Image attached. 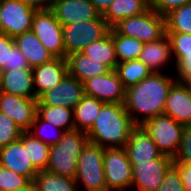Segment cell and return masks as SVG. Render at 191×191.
Wrapping results in <instances>:
<instances>
[{
  "label": "cell",
  "instance_id": "19",
  "mask_svg": "<svg viewBox=\"0 0 191 191\" xmlns=\"http://www.w3.org/2000/svg\"><path fill=\"white\" fill-rule=\"evenodd\" d=\"M0 165L11 171L27 176L31 181L38 173L27 153V147L18 140L0 149Z\"/></svg>",
  "mask_w": 191,
  "mask_h": 191
},
{
  "label": "cell",
  "instance_id": "11",
  "mask_svg": "<svg viewBox=\"0 0 191 191\" xmlns=\"http://www.w3.org/2000/svg\"><path fill=\"white\" fill-rule=\"evenodd\" d=\"M133 183L131 191H157L173 159L161 154L150 162H131Z\"/></svg>",
  "mask_w": 191,
  "mask_h": 191
},
{
  "label": "cell",
  "instance_id": "43",
  "mask_svg": "<svg viewBox=\"0 0 191 191\" xmlns=\"http://www.w3.org/2000/svg\"><path fill=\"white\" fill-rule=\"evenodd\" d=\"M114 0H90L96 10L103 15Z\"/></svg>",
  "mask_w": 191,
  "mask_h": 191
},
{
  "label": "cell",
  "instance_id": "9",
  "mask_svg": "<svg viewBox=\"0 0 191 191\" xmlns=\"http://www.w3.org/2000/svg\"><path fill=\"white\" fill-rule=\"evenodd\" d=\"M31 30L55 58L67 57L63 43V26L50 8L36 10Z\"/></svg>",
  "mask_w": 191,
  "mask_h": 191
},
{
  "label": "cell",
  "instance_id": "36",
  "mask_svg": "<svg viewBox=\"0 0 191 191\" xmlns=\"http://www.w3.org/2000/svg\"><path fill=\"white\" fill-rule=\"evenodd\" d=\"M22 132L9 116L0 112V149L18 141Z\"/></svg>",
  "mask_w": 191,
  "mask_h": 191
},
{
  "label": "cell",
  "instance_id": "14",
  "mask_svg": "<svg viewBox=\"0 0 191 191\" xmlns=\"http://www.w3.org/2000/svg\"><path fill=\"white\" fill-rule=\"evenodd\" d=\"M37 99L0 92V112L9 116L15 124L26 132L37 115Z\"/></svg>",
  "mask_w": 191,
  "mask_h": 191
},
{
  "label": "cell",
  "instance_id": "30",
  "mask_svg": "<svg viewBox=\"0 0 191 191\" xmlns=\"http://www.w3.org/2000/svg\"><path fill=\"white\" fill-rule=\"evenodd\" d=\"M117 63L138 59L144 43L136 38L118 34L111 28Z\"/></svg>",
  "mask_w": 191,
  "mask_h": 191
},
{
  "label": "cell",
  "instance_id": "13",
  "mask_svg": "<svg viewBox=\"0 0 191 191\" xmlns=\"http://www.w3.org/2000/svg\"><path fill=\"white\" fill-rule=\"evenodd\" d=\"M84 96L83 83L67 73L55 87L45 91L37 105L60 106L74 109Z\"/></svg>",
  "mask_w": 191,
  "mask_h": 191
},
{
  "label": "cell",
  "instance_id": "38",
  "mask_svg": "<svg viewBox=\"0 0 191 191\" xmlns=\"http://www.w3.org/2000/svg\"><path fill=\"white\" fill-rule=\"evenodd\" d=\"M157 191H185L178 171L172 166Z\"/></svg>",
  "mask_w": 191,
  "mask_h": 191
},
{
  "label": "cell",
  "instance_id": "3",
  "mask_svg": "<svg viewBox=\"0 0 191 191\" xmlns=\"http://www.w3.org/2000/svg\"><path fill=\"white\" fill-rule=\"evenodd\" d=\"M87 142L86 131L74 129L64 132L61 140L57 144L50 146L46 170L74 179L78 158Z\"/></svg>",
  "mask_w": 191,
  "mask_h": 191
},
{
  "label": "cell",
  "instance_id": "37",
  "mask_svg": "<svg viewBox=\"0 0 191 191\" xmlns=\"http://www.w3.org/2000/svg\"><path fill=\"white\" fill-rule=\"evenodd\" d=\"M173 162L191 164V125L185 126L183 130L181 144Z\"/></svg>",
  "mask_w": 191,
  "mask_h": 191
},
{
  "label": "cell",
  "instance_id": "8",
  "mask_svg": "<svg viewBox=\"0 0 191 191\" xmlns=\"http://www.w3.org/2000/svg\"><path fill=\"white\" fill-rule=\"evenodd\" d=\"M103 165L109 191L131 190L133 183L132 164L125 147L105 148Z\"/></svg>",
  "mask_w": 191,
  "mask_h": 191
},
{
  "label": "cell",
  "instance_id": "27",
  "mask_svg": "<svg viewBox=\"0 0 191 191\" xmlns=\"http://www.w3.org/2000/svg\"><path fill=\"white\" fill-rule=\"evenodd\" d=\"M104 102L84 95L73 109L75 129L87 131L96 120Z\"/></svg>",
  "mask_w": 191,
  "mask_h": 191
},
{
  "label": "cell",
  "instance_id": "17",
  "mask_svg": "<svg viewBox=\"0 0 191 191\" xmlns=\"http://www.w3.org/2000/svg\"><path fill=\"white\" fill-rule=\"evenodd\" d=\"M163 114L184 126L191 125V84L177 81L172 84Z\"/></svg>",
  "mask_w": 191,
  "mask_h": 191
},
{
  "label": "cell",
  "instance_id": "39",
  "mask_svg": "<svg viewBox=\"0 0 191 191\" xmlns=\"http://www.w3.org/2000/svg\"><path fill=\"white\" fill-rule=\"evenodd\" d=\"M190 2L191 0H150V7L165 17L174 9Z\"/></svg>",
  "mask_w": 191,
  "mask_h": 191
},
{
  "label": "cell",
  "instance_id": "44",
  "mask_svg": "<svg viewBox=\"0 0 191 191\" xmlns=\"http://www.w3.org/2000/svg\"><path fill=\"white\" fill-rule=\"evenodd\" d=\"M29 4L37 9H49L52 6L53 0H26Z\"/></svg>",
  "mask_w": 191,
  "mask_h": 191
},
{
  "label": "cell",
  "instance_id": "28",
  "mask_svg": "<svg viewBox=\"0 0 191 191\" xmlns=\"http://www.w3.org/2000/svg\"><path fill=\"white\" fill-rule=\"evenodd\" d=\"M37 116L64 132L75 129L73 109L60 106L37 105Z\"/></svg>",
  "mask_w": 191,
  "mask_h": 191
},
{
  "label": "cell",
  "instance_id": "23",
  "mask_svg": "<svg viewBox=\"0 0 191 191\" xmlns=\"http://www.w3.org/2000/svg\"><path fill=\"white\" fill-rule=\"evenodd\" d=\"M13 39L16 47L25 56L30 68L42 65L55 58L32 30L17 35Z\"/></svg>",
  "mask_w": 191,
  "mask_h": 191
},
{
  "label": "cell",
  "instance_id": "41",
  "mask_svg": "<svg viewBox=\"0 0 191 191\" xmlns=\"http://www.w3.org/2000/svg\"><path fill=\"white\" fill-rule=\"evenodd\" d=\"M16 69H32V68L29 67L25 56L15 45L10 50L9 67L5 71H11Z\"/></svg>",
  "mask_w": 191,
  "mask_h": 191
},
{
  "label": "cell",
  "instance_id": "40",
  "mask_svg": "<svg viewBox=\"0 0 191 191\" xmlns=\"http://www.w3.org/2000/svg\"><path fill=\"white\" fill-rule=\"evenodd\" d=\"M15 46L13 37L0 33V71L9 67L10 50Z\"/></svg>",
  "mask_w": 191,
  "mask_h": 191
},
{
  "label": "cell",
  "instance_id": "25",
  "mask_svg": "<svg viewBox=\"0 0 191 191\" xmlns=\"http://www.w3.org/2000/svg\"><path fill=\"white\" fill-rule=\"evenodd\" d=\"M150 8V0H114L102 15L112 28L120 20L142 14Z\"/></svg>",
  "mask_w": 191,
  "mask_h": 191
},
{
  "label": "cell",
  "instance_id": "32",
  "mask_svg": "<svg viewBox=\"0 0 191 191\" xmlns=\"http://www.w3.org/2000/svg\"><path fill=\"white\" fill-rule=\"evenodd\" d=\"M19 140L27 147V153L32 164L39 170H46L48 166L50 146L34 138L27 131L22 132Z\"/></svg>",
  "mask_w": 191,
  "mask_h": 191
},
{
  "label": "cell",
  "instance_id": "2",
  "mask_svg": "<svg viewBox=\"0 0 191 191\" xmlns=\"http://www.w3.org/2000/svg\"><path fill=\"white\" fill-rule=\"evenodd\" d=\"M135 127L124 104L104 103L86 133L90 143L103 148H120L126 146Z\"/></svg>",
  "mask_w": 191,
  "mask_h": 191
},
{
  "label": "cell",
  "instance_id": "29",
  "mask_svg": "<svg viewBox=\"0 0 191 191\" xmlns=\"http://www.w3.org/2000/svg\"><path fill=\"white\" fill-rule=\"evenodd\" d=\"M32 181L38 191H79L74 179L47 170L38 171Z\"/></svg>",
  "mask_w": 191,
  "mask_h": 191
},
{
  "label": "cell",
  "instance_id": "6",
  "mask_svg": "<svg viewBox=\"0 0 191 191\" xmlns=\"http://www.w3.org/2000/svg\"><path fill=\"white\" fill-rule=\"evenodd\" d=\"M140 126L154 141L161 154L174 159L181 144L184 125L170 116L161 114L145 121Z\"/></svg>",
  "mask_w": 191,
  "mask_h": 191
},
{
  "label": "cell",
  "instance_id": "34",
  "mask_svg": "<svg viewBox=\"0 0 191 191\" xmlns=\"http://www.w3.org/2000/svg\"><path fill=\"white\" fill-rule=\"evenodd\" d=\"M27 132L49 146L57 144L64 134L62 129L41 120L37 115Z\"/></svg>",
  "mask_w": 191,
  "mask_h": 191
},
{
  "label": "cell",
  "instance_id": "33",
  "mask_svg": "<svg viewBox=\"0 0 191 191\" xmlns=\"http://www.w3.org/2000/svg\"><path fill=\"white\" fill-rule=\"evenodd\" d=\"M166 32L191 34V2L165 16Z\"/></svg>",
  "mask_w": 191,
  "mask_h": 191
},
{
  "label": "cell",
  "instance_id": "45",
  "mask_svg": "<svg viewBox=\"0 0 191 191\" xmlns=\"http://www.w3.org/2000/svg\"><path fill=\"white\" fill-rule=\"evenodd\" d=\"M18 191H38L36 185L34 184L33 181H31L27 186H25L24 188H21Z\"/></svg>",
  "mask_w": 191,
  "mask_h": 191
},
{
  "label": "cell",
  "instance_id": "18",
  "mask_svg": "<svg viewBox=\"0 0 191 191\" xmlns=\"http://www.w3.org/2000/svg\"><path fill=\"white\" fill-rule=\"evenodd\" d=\"M68 73L66 58L51 61L32 68L33 84L37 99L47 90L60 83Z\"/></svg>",
  "mask_w": 191,
  "mask_h": 191
},
{
  "label": "cell",
  "instance_id": "35",
  "mask_svg": "<svg viewBox=\"0 0 191 191\" xmlns=\"http://www.w3.org/2000/svg\"><path fill=\"white\" fill-rule=\"evenodd\" d=\"M31 180L0 165V191H18L27 186Z\"/></svg>",
  "mask_w": 191,
  "mask_h": 191
},
{
  "label": "cell",
  "instance_id": "21",
  "mask_svg": "<svg viewBox=\"0 0 191 191\" xmlns=\"http://www.w3.org/2000/svg\"><path fill=\"white\" fill-rule=\"evenodd\" d=\"M0 92L37 99L32 69L0 71Z\"/></svg>",
  "mask_w": 191,
  "mask_h": 191
},
{
  "label": "cell",
  "instance_id": "12",
  "mask_svg": "<svg viewBox=\"0 0 191 191\" xmlns=\"http://www.w3.org/2000/svg\"><path fill=\"white\" fill-rule=\"evenodd\" d=\"M84 95L104 103L124 104L126 88L115 70L83 82Z\"/></svg>",
  "mask_w": 191,
  "mask_h": 191
},
{
  "label": "cell",
  "instance_id": "1",
  "mask_svg": "<svg viewBox=\"0 0 191 191\" xmlns=\"http://www.w3.org/2000/svg\"><path fill=\"white\" fill-rule=\"evenodd\" d=\"M175 76L152 72L138 84L126 89L124 106L136 126L164 113Z\"/></svg>",
  "mask_w": 191,
  "mask_h": 191
},
{
  "label": "cell",
  "instance_id": "42",
  "mask_svg": "<svg viewBox=\"0 0 191 191\" xmlns=\"http://www.w3.org/2000/svg\"><path fill=\"white\" fill-rule=\"evenodd\" d=\"M173 167L178 171L184 190L191 191V164L173 162Z\"/></svg>",
  "mask_w": 191,
  "mask_h": 191
},
{
  "label": "cell",
  "instance_id": "20",
  "mask_svg": "<svg viewBox=\"0 0 191 191\" xmlns=\"http://www.w3.org/2000/svg\"><path fill=\"white\" fill-rule=\"evenodd\" d=\"M152 72L154 73H165L163 69L172 65L173 62L171 54V43L165 34L158 40L144 43L142 51L138 57Z\"/></svg>",
  "mask_w": 191,
  "mask_h": 191
},
{
  "label": "cell",
  "instance_id": "22",
  "mask_svg": "<svg viewBox=\"0 0 191 191\" xmlns=\"http://www.w3.org/2000/svg\"><path fill=\"white\" fill-rule=\"evenodd\" d=\"M125 149L130 162H150L161 155L154 141L141 126L132 130Z\"/></svg>",
  "mask_w": 191,
  "mask_h": 191
},
{
  "label": "cell",
  "instance_id": "5",
  "mask_svg": "<svg viewBox=\"0 0 191 191\" xmlns=\"http://www.w3.org/2000/svg\"><path fill=\"white\" fill-rule=\"evenodd\" d=\"M112 28L120 35L148 43L166 34V20L150 7L142 14L120 20Z\"/></svg>",
  "mask_w": 191,
  "mask_h": 191
},
{
  "label": "cell",
  "instance_id": "15",
  "mask_svg": "<svg viewBox=\"0 0 191 191\" xmlns=\"http://www.w3.org/2000/svg\"><path fill=\"white\" fill-rule=\"evenodd\" d=\"M171 43L174 76L177 82L191 84V34L166 32Z\"/></svg>",
  "mask_w": 191,
  "mask_h": 191
},
{
  "label": "cell",
  "instance_id": "16",
  "mask_svg": "<svg viewBox=\"0 0 191 191\" xmlns=\"http://www.w3.org/2000/svg\"><path fill=\"white\" fill-rule=\"evenodd\" d=\"M50 9L62 26L101 16L90 0H53Z\"/></svg>",
  "mask_w": 191,
  "mask_h": 191
},
{
  "label": "cell",
  "instance_id": "4",
  "mask_svg": "<svg viewBox=\"0 0 191 191\" xmlns=\"http://www.w3.org/2000/svg\"><path fill=\"white\" fill-rule=\"evenodd\" d=\"M104 151L105 148L90 142L82 148L74 178L79 191H109L104 173Z\"/></svg>",
  "mask_w": 191,
  "mask_h": 191
},
{
  "label": "cell",
  "instance_id": "26",
  "mask_svg": "<svg viewBox=\"0 0 191 191\" xmlns=\"http://www.w3.org/2000/svg\"><path fill=\"white\" fill-rule=\"evenodd\" d=\"M81 53L96 62L105 64L110 70H115L118 63L112 41L111 28L103 38L90 43Z\"/></svg>",
  "mask_w": 191,
  "mask_h": 191
},
{
  "label": "cell",
  "instance_id": "46",
  "mask_svg": "<svg viewBox=\"0 0 191 191\" xmlns=\"http://www.w3.org/2000/svg\"><path fill=\"white\" fill-rule=\"evenodd\" d=\"M0 12H1V8H0ZM1 23H2V20H1V14H0V33H1Z\"/></svg>",
  "mask_w": 191,
  "mask_h": 191
},
{
  "label": "cell",
  "instance_id": "31",
  "mask_svg": "<svg viewBox=\"0 0 191 191\" xmlns=\"http://www.w3.org/2000/svg\"><path fill=\"white\" fill-rule=\"evenodd\" d=\"M115 71L126 89L132 85L138 84L152 73V71L139 59L118 63Z\"/></svg>",
  "mask_w": 191,
  "mask_h": 191
},
{
  "label": "cell",
  "instance_id": "10",
  "mask_svg": "<svg viewBox=\"0 0 191 191\" xmlns=\"http://www.w3.org/2000/svg\"><path fill=\"white\" fill-rule=\"evenodd\" d=\"M1 33L16 37L32 28L33 16L37 10L26 0H0Z\"/></svg>",
  "mask_w": 191,
  "mask_h": 191
},
{
  "label": "cell",
  "instance_id": "7",
  "mask_svg": "<svg viewBox=\"0 0 191 191\" xmlns=\"http://www.w3.org/2000/svg\"><path fill=\"white\" fill-rule=\"evenodd\" d=\"M110 28L102 15L97 19L63 26L65 55L81 52L90 43L103 38Z\"/></svg>",
  "mask_w": 191,
  "mask_h": 191
},
{
  "label": "cell",
  "instance_id": "24",
  "mask_svg": "<svg viewBox=\"0 0 191 191\" xmlns=\"http://www.w3.org/2000/svg\"><path fill=\"white\" fill-rule=\"evenodd\" d=\"M66 60L68 73L82 83L90 78L104 75L111 71L105 64L96 62L81 52L69 54Z\"/></svg>",
  "mask_w": 191,
  "mask_h": 191
}]
</instances>
